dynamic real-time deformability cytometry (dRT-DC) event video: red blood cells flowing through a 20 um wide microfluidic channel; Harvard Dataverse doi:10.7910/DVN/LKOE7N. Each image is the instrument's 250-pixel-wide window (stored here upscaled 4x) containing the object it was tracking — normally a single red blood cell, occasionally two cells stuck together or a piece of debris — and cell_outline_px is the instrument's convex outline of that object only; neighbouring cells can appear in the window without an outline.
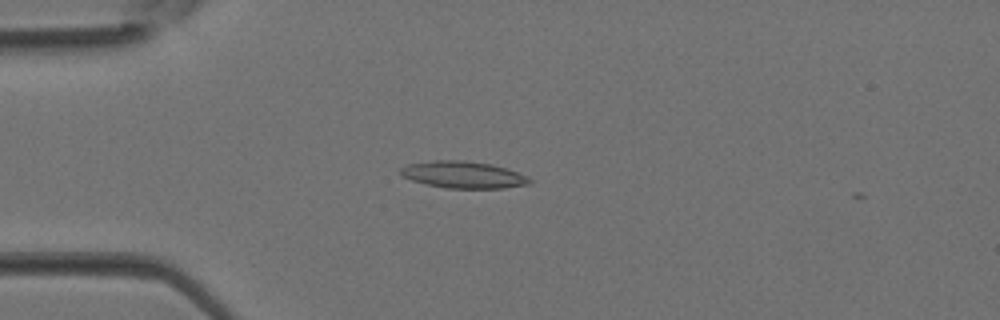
{"species": "Egyptian fruit bat (a non-hibernating species)", "species_latin": "Rousettus aegyptiacus", "temperature_condition": "room temperature", "stored_images_in_passage": 1, "camera_frame_rate_fps": 3000, "um_per_image_px": 0.085, "animal": {"sex": "female"}, "frame": {"image": 1, "passage_image": 1, "time_ms": 0.0, "image_size_px": [1000, 320], "cell_outline_px": [[532, 184], [504, 188], [444, 188], [412, 180], [404, 176], [400, 172], [400, 168], [408, 164], [432, 160], [464, 160], [492, 164], [528, 176], [532, 180]], "centroid_in_image_um": [39.41, 14.85], "position_along_channel_um": 45.6, "area_um2": 20.17}}